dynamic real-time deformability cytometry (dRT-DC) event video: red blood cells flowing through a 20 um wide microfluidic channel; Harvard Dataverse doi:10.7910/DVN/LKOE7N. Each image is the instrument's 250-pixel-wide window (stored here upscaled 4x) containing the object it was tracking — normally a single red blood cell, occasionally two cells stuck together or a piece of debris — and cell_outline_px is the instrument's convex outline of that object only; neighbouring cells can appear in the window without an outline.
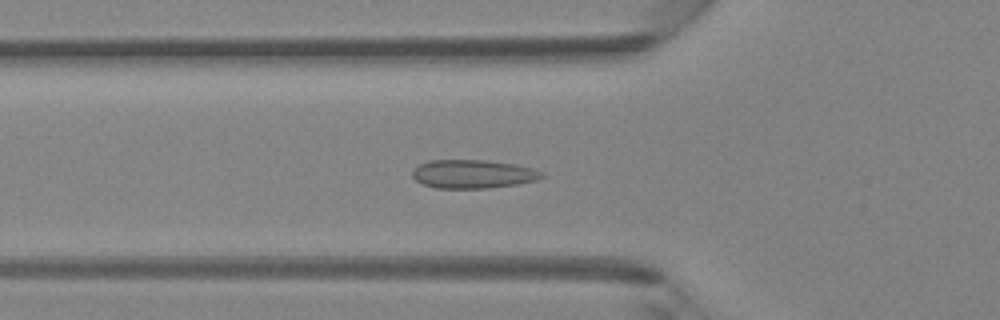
{"species": "Egyptian fruit bat (a non-hibernating species)", "species_latin": "Rousettus aegyptiacus", "temperature_condition": "room temperature", "stored_images_in_passage": 47, "camera_frame_rate_fps": 3000, "um_per_image_px": 0.085, "animal": {"sex": "female"}, "frame": {"image": 1, "passage_image": 16, "time_ms": 5.0, "image_size_px": [1000, 320], "cell_outline_px": [[544, 176], [536, 180], [516, 184], [488, 188], [436, 188], [420, 184], [412, 176], [412, 172], [420, 164], [428, 160], [488, 160], [512, 164], [532, 168], [544, 172]], "centroid_in_image_um": [40.18, 14.79], "position_along_channel_um": 85.6, "area_um2": 21.5}}
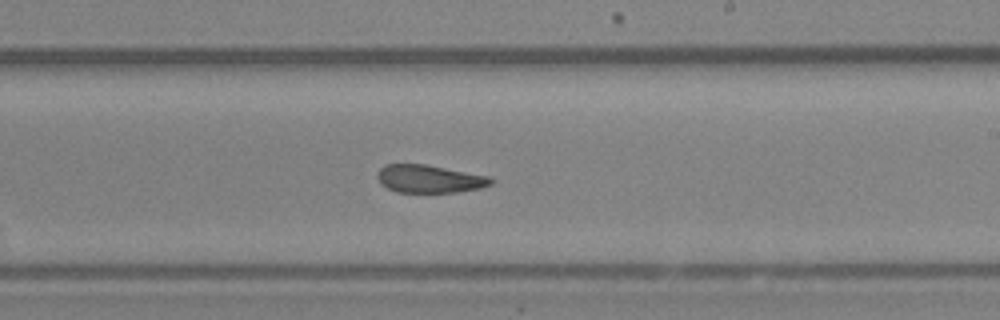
{"frame": {"image": 2, "passage_image": 28, "time_ms": 9.0, "image_size_px": [1000, 320], "cell_outline_px": [[492, 184], [480, 188], [456, 192], [396, 192], [380, 184], [376, 176], [380, 168], [384, 164], [424, 164], [488, 176], [492, 180]], "centroid_in_image_um": [36.45, 15.2], "position_along_channel_um": 252.6, "area_um2": 18.32}}
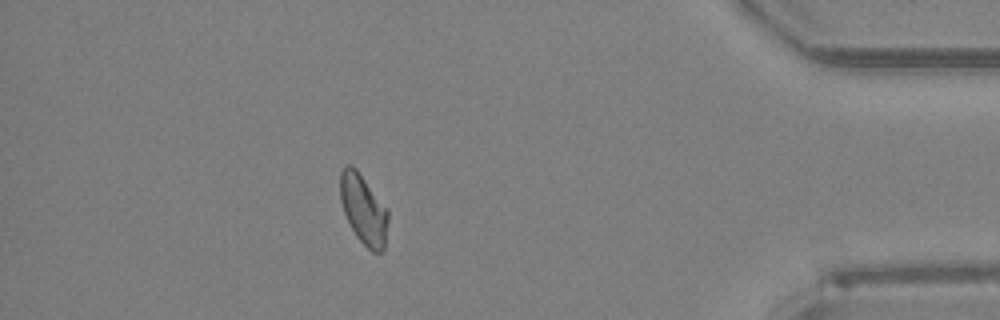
{"frame": {"image": 3, "passage_image": 42, "time_ms": 13.667, "image_size_px": [1000, 320], "cell_outline_px": [[388, 220], [384, 248], [380, 252], [372, 252], [356, 236], [344, 212], [340, 200], [340, 172], [344, 164], [352, 164], [356, 168], [388, 208]], "centroid_in_image_um": [30.89, 17.75], "position_along_channel_um": 404.3, "area_um2": 19.54}, "authors_computed_cell_mechanics": {"area_um2": 19.9988, "velocity_mm_per_s": 4.1817, "shape_relaxation_time_tau1_ms": null, "shape_relaxation_time_tau2_ms": 1.1107, "deformation_change_tau1": null, "deformation_change_tau2": 0.0315}}